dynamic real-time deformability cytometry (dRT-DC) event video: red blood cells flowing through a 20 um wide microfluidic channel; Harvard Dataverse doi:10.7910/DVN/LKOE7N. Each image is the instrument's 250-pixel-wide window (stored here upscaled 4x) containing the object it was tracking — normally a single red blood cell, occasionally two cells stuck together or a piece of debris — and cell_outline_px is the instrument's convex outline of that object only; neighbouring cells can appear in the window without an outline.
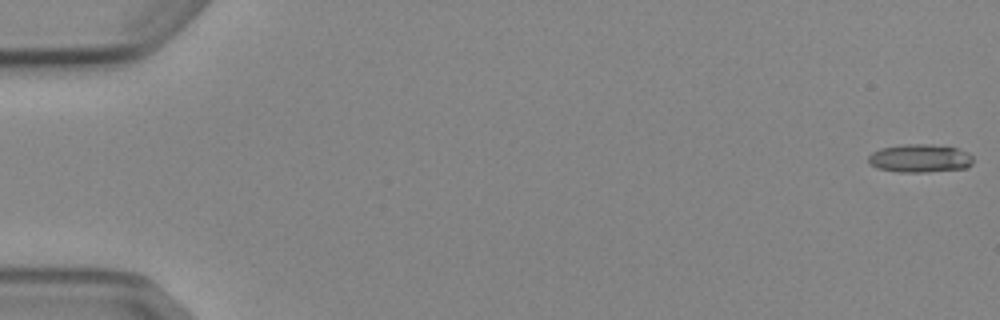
{"species": "Egyptian fruit bat (a non-hibernating species)", "species_latin": "Rousettus aegyptiacus", "temperature_condition": "cold", "stored_images_in_passage": 5, "camera_frame_rate_fps": 3000, "um_per_image_px": 0.085, "animal": {"sex": "female"}, "frame": {"image": 1, "passage_image": 1, "time_ms": 0.0, "image_size_px": [1000, 320], "cell_outline_px": [[972, 164], [968, 168], [924, 172], [900, 172], [876, 168], [868, 164], [868, 156], [872, 152], [880, 148], [904, 144], [932, 144], [956, 148], [968, 152], [972, 156]], "centroid_in_image_um": [78.17, 13.46], "position_along_channel_um": 6.8, "area_um2": 17.4}}
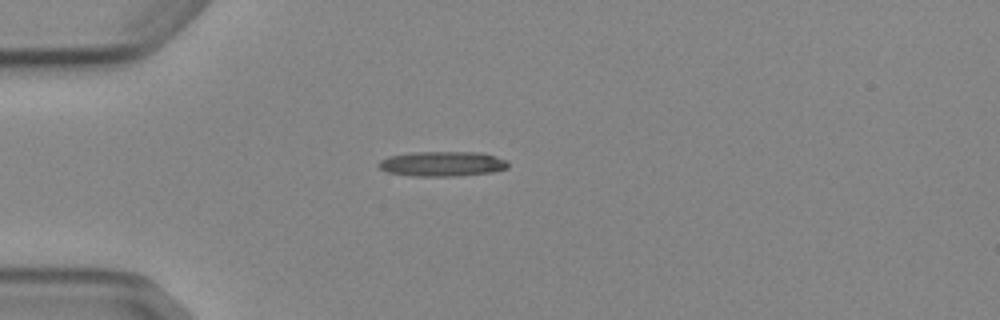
{"frame": {"image": 2, "passage_image": 5, "time_ms": 4.667, "image_size_px": [1000, 320], "cell_outline_px": [[508, 168], [492, 172], [456, 176], [412, 176], [388, 172], [380, 168], [376, 164], [380, 160], [388, 156], [412, 152], [480, 152], [496, 156], [508, 160]], "centroid_in_image_um": [37.6, 13.92], "position_along_channel_um": 47.4, "area_um2": 18.96}}